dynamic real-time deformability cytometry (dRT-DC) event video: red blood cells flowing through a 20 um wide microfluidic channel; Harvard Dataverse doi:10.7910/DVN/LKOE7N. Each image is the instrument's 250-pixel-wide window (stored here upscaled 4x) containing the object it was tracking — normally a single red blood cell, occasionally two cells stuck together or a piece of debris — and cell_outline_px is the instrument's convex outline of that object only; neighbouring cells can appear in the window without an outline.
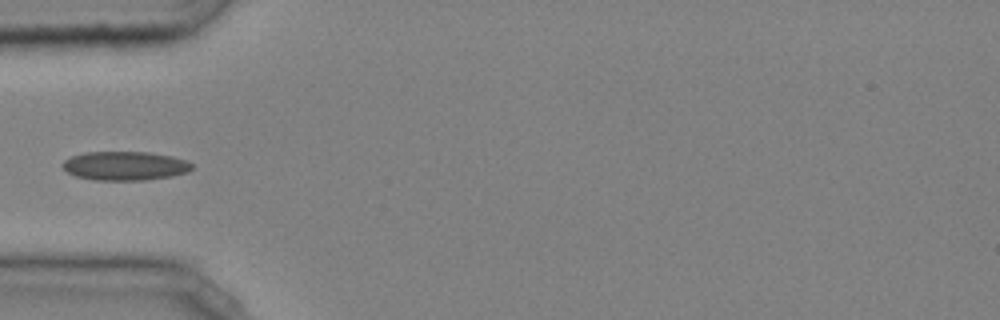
{"species": "common noctule bat (a hibernating species)", "species_latin": "Nyctalus noctula", "temperature_condition": "cold", "stored_images_in_passage": 32, "camera_frame_rate_fps": 3000, "um_per_image_px": 0.085, "animal": {"sex": "male", "body_mass_g": 20.4}, "frame": {"image": 1, "passage_image": 1, "time_ms": 0.0, "image_size_px": [1000, 320], "cell_outline_px": [[192, 168], [188, 172], [172, 176], [144, 180], [92, 180], [76, 176], [68, 172], [64, 168], [64, 160], [72, 156], [84, 152], [148, 152], [172, 156], [184, 160], [192, 164]], "centroid_in_image_um": [10.63, 14.1], "position_along_channel_um": 74.4, "area_um2": 21.68}}
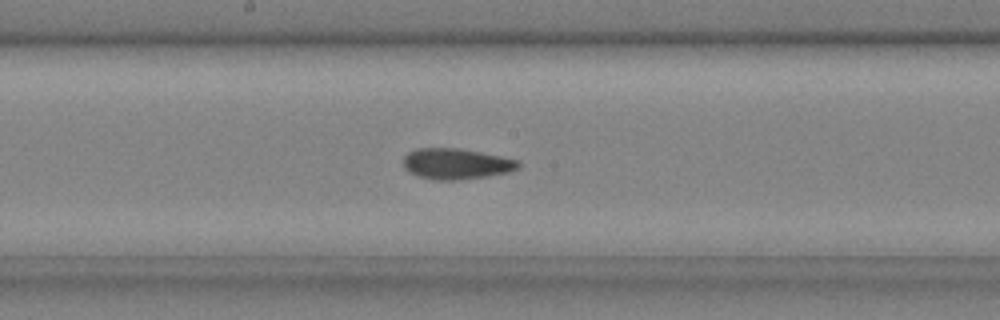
{"frame": {"image": 2, "passage_image": 11, "time_ms": 3.333, "image_size_px": [1000, 320], "cell_outline_px": [[520, 168], [508, 172], [488, 176], [460, 180], [436, 180], [420, 176], [408, 172], [404, 168], [404, 156], [408, 152], [416, 148], [460, 148], [520, 160]], "centroid_in_image_um": [38.79, 13.92], "position_along_channel_um": 209.4, "area_um2": 20.75}}
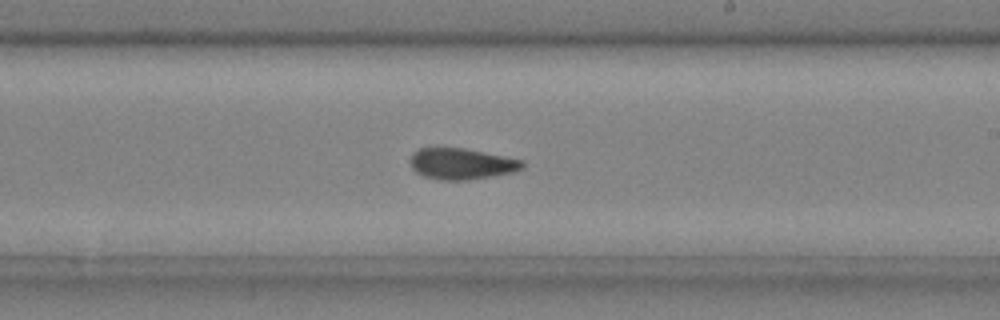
{"frame": {"image": 3, "passage_image": 14, "time_ms": 4.333, "image_size_px": [1000, 320], "cell_outline_px": [[524, 164], [520, 168], [512, 172], [468, 180], [440, 180], [424, 176], [416, 172], [412, 168], [408, 160], [412, 152], [420, 148], [464, 148], [524, 160]], "centroid_in_image_um": [39.17, 13.92], "position_along_channel_um": 249.8, "area_um2": 20.29}}